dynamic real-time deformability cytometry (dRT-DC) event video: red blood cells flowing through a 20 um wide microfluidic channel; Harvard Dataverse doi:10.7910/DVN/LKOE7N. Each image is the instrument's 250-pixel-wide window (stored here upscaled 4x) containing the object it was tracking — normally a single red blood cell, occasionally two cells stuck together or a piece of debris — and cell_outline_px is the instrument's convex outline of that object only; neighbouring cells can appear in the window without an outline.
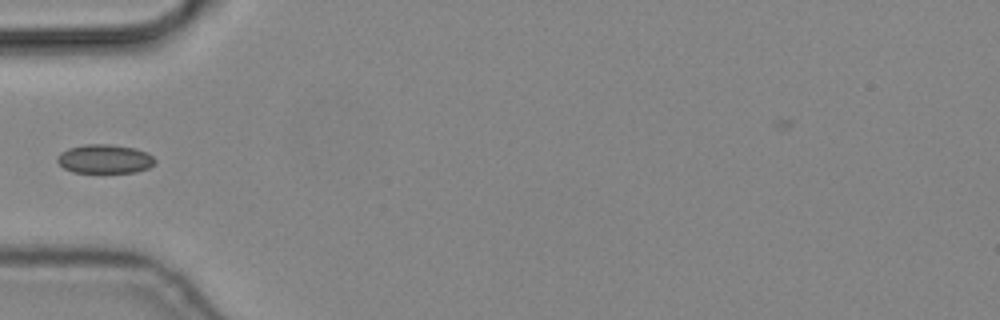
{"species": "common noctule bat (a hibernating species)", "species_latin": "Nyctalus noctula", "temperature_condition": "cold", "stored_images_in_passage": 7, "camera_frame_rate_fps": 3000, "um_per_image_px": 0.085, "animal": {"sex": "male", "body_mass_g": 19.2, "forearm_length_mm": 51.8}, "frame": {"image": 1, "passage_image": 6, "time_ms": 1.667, "image_size_px": [1000, 320], "cell_outline_px": [[156, 160], [148, 168], [136, 172], [72, 172], [64, 168], [56, 160], [56, 156], [60, 152], [68, 148], [84, 144], [108, 144], [136, 148], [148, 152]], "centroid_in_image_um": [8.88, 13.5], "position_along_channel_um": 76.1, "area_um2": 16.53}}
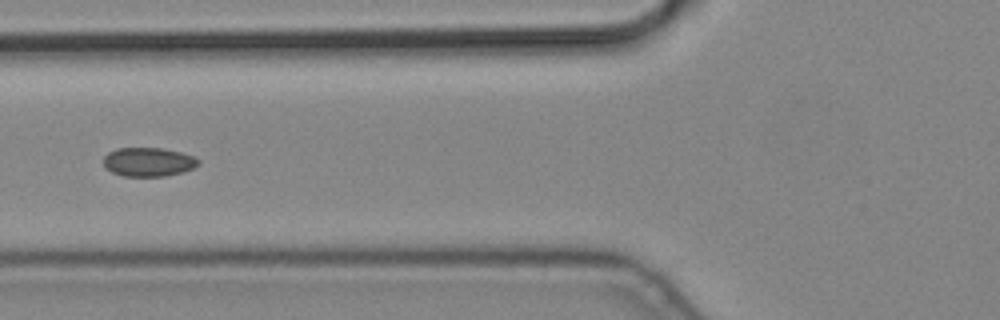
{"frame": {"image": 2, "passage_image": 7, "time_ms": 2.0, "image_size_px": [1000, 320], "cell_outline_px": [[200, 164], [184, 172], [164, 176], [124, 176], [112, 172], [104, 168], [104, 156], [108, 152], [116, 148], [164, 148], [196, 156], [200, 160]], "centroid_in_image_um": [12.63, 13.76], "position_along_channel_um": 113.2, "area_um2": 16.18}}